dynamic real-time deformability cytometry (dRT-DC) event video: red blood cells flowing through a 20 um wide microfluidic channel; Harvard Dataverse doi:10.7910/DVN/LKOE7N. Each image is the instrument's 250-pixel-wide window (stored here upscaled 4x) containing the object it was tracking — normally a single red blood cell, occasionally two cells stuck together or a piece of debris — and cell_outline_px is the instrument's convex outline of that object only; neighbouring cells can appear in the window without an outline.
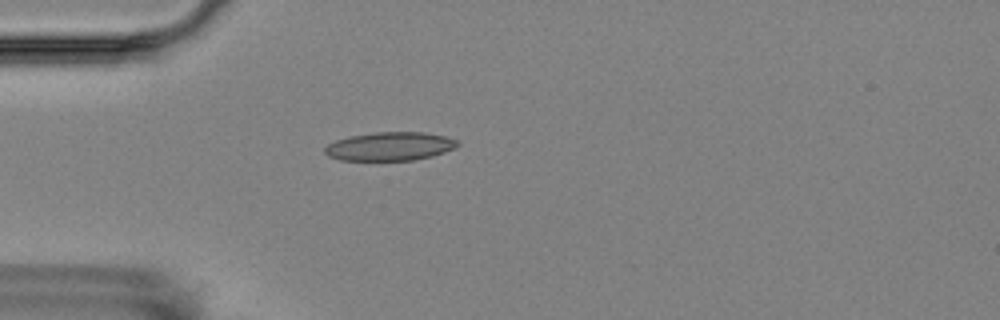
{"species": "Egyptian fruit bat (a non-hibernating species)", "species_latin": "Rousettus aegyptiacus", "temperature_condition": "room temperature", "stored_images_in_passage": 5, "camera_frame_rate_fps": 3000, "um_per_image_px": 0.085, "animal": {"sex": "female"}, "frame": {"image": 1, "passage_image": 5, "time_ms": 4.667, "image_size_px": [1000, 320], "cell_outline_px": [[460, 144], [444, 152], [432, 156], [412, 160], [340, 160], [328, 156], [324, 152], [324, 148], [328, 144], [336, 140], [352, 136], [376, 132], [424, 132], [444, 136], [456, 140]], "centroid_in_image_um": [33.12, 12.44], "position_along_channel_um": 51.9, "area_um2": 21.85}}